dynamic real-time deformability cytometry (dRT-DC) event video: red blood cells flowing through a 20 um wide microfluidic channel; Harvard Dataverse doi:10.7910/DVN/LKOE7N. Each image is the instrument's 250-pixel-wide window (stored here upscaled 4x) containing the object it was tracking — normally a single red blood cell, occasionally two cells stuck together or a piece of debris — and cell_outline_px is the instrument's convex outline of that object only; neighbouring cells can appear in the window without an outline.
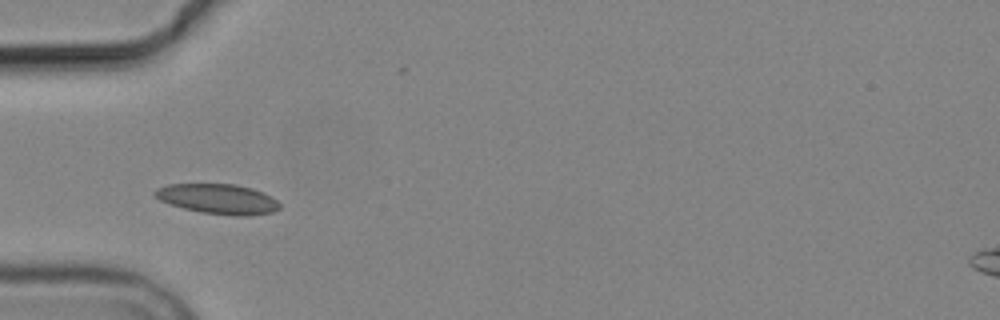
{"species": "common noctule bat (a hibernating species)", "species_latin": "Nyctalus noctula", "temperature_condition": "cold", "stored_images_in_passage": 1, "camera_frame_rate_fps": 3000, "um_per_image_px": 0.085, "animal": {"sex": "male", "body_mass_g": 19.2, "forearm_length_mm": 51.8}, "frame": {"image": 1, "passage_image": 1, "time_ms": 0.0, "image_size_px": [1000, 320], "cell_outline_px": [[280, 208], [272, 212], [248, 216], [236, 216], [200, 212], [184, 208], [160, 200], [152, 192], [156, 188], [168, 184], [236, 184], [252, 188], [264, 192], [272, 196], [280, 204]], "centroid_in_image_um": [18.56, 16.9], "position_along_channel_um": 66.4, "area_um2": 21.85}}